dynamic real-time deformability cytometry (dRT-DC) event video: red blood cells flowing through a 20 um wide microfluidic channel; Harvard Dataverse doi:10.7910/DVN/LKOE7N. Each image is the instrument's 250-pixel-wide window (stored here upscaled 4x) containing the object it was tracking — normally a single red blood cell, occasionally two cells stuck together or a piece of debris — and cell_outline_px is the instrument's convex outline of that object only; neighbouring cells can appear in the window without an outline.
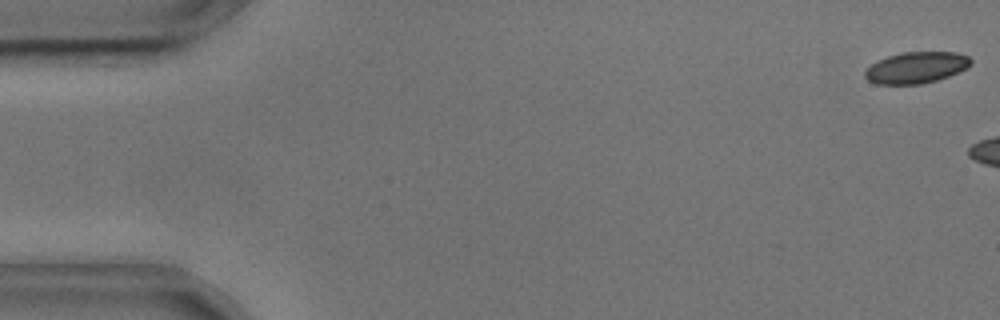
{"species": "common noctule bat (a hibernating species)", "species_latin": "Nyctalus noctula", "temperature_condition": "cold", "stored_images_in_passage": 5, "camera_frame_rate_fps": 3000, "um_per_image_px": 0.085, "animal": {"sex": "male", "body_mass_g": 17.9, "forearm_length_mm": 54.2}, "frame": {"image": 1, "passage_image": 1, "time_ms": 0.0, "image_size_px": [1000, 320], "cell_outline_px": [[972, 64], [948, 76], [936, 80], [920, 84], [876, 84], [868, 80], [864, 76], [864, 72], [876, 60], [900, 52], [956, 52], [968, 56], [972, 60]], "centroid_in_image_um": [77.85, 5.73], "position_along_channel_um": 7.2, "area_um2": 19.25}}